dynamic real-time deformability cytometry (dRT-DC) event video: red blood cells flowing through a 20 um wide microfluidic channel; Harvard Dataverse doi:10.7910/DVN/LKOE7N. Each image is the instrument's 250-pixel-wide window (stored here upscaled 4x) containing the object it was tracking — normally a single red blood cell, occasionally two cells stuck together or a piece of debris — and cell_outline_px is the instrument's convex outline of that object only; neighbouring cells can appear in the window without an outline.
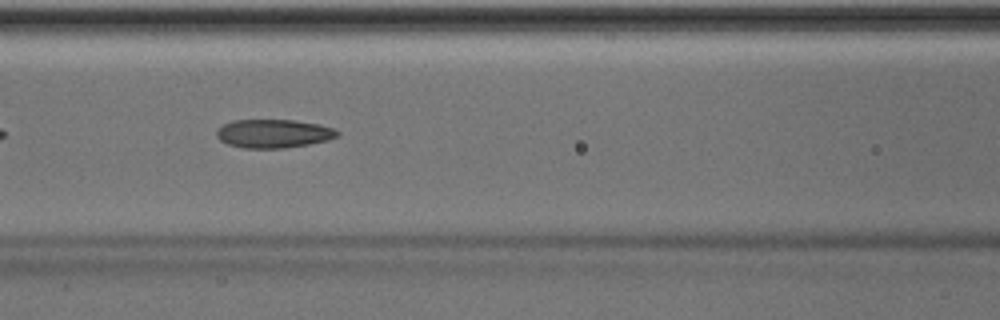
{"species": "Egyptian fruit bat (a non-hibernating species)", "species_latin": "Rousettus aegyptiacus", "temperature_condition": "room temperature", "stored_images_in_passage": 13, "camera_frame_rate_fps": 3000, "um_per_image_px": 0.085, "animal": {"sex": "male"}, "frame": {"image": 1, "passage_image": 8, "time_ms": 2.333, "image_size_px": [1000, 320], "cell_outline_px": [[340, 136], [328, 140], [308, 144], [284, 148], [244, 148], [228, 144], [220, 140], [216, 136], [216, 132], [224, 124], [232, 120], [296, 120], [320, 124], [332, 128], [340, 132]], "centroid_in_image_um": [23.28, 11.35], "position_along_channel_um": 143.3, "area_um2": 20.11}}